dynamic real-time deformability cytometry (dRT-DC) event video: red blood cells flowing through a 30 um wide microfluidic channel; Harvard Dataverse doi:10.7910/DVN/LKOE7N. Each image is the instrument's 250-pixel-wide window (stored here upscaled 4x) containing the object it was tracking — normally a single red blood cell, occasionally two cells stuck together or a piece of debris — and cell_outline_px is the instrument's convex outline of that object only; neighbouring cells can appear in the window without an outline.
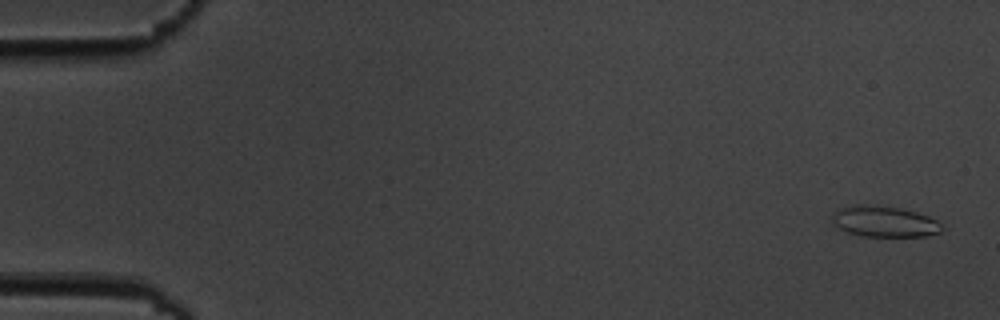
{"species": "common noctule bat (a hibernating species)", "species_latin": "Nyctalus noctula", "temperature_condition": "cold", "stored_images_in_passage": 11, "camera_frame_rate_fps": 3000, "um_per_image_px": 0.085, "animal": {"sex": "male", "body_mass_g": 19.5, "forearm_length_mm": 54.6}, "frame": {"image": 1, "passage_image": 1, "time_ms": 0.0, "image_size_px": [1000, 320], "cell_outline_px": [[944, 228], [940, 232], [924, 236], [860, 236], [848, 232], [832, 224], [832, 212], [840, 208], [856, 204], [876, 204], [900, 208], [916, 212], [928, 216], [936, 220]], "centroid_in_image_um": [75.13, 18.81], "position_along_channel_um": 9.9, "area_um2": 19.94}}
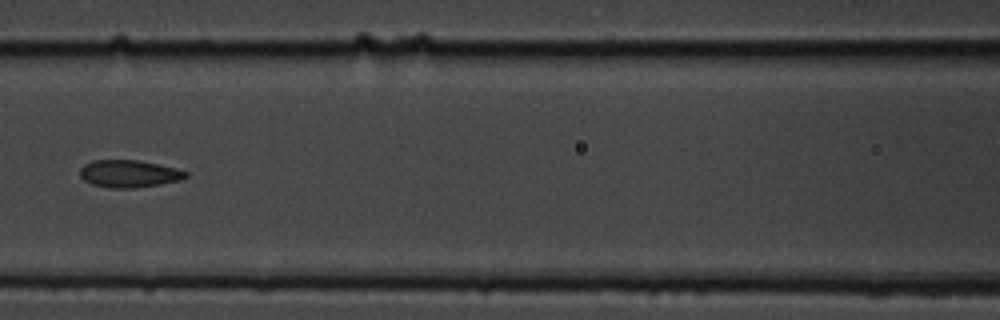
{"frame": {"image": 2, "passage_image": 7, "time_ms": 8.0, "image_size_px": [1000, 320], "cell_outline_px": [[188, 176], [180, 180], [160, 184], [132, 188], [112, 188], [92, 184], [84, 180], [80, 176], [80, 168], [84, 164], [92, 160], [136, 160], [176, 168], [188, 172]], "centroid_in_image_um": [10.95, 14.76], "position_along_channel_um": 155.7, "area_um2": 16.76}}
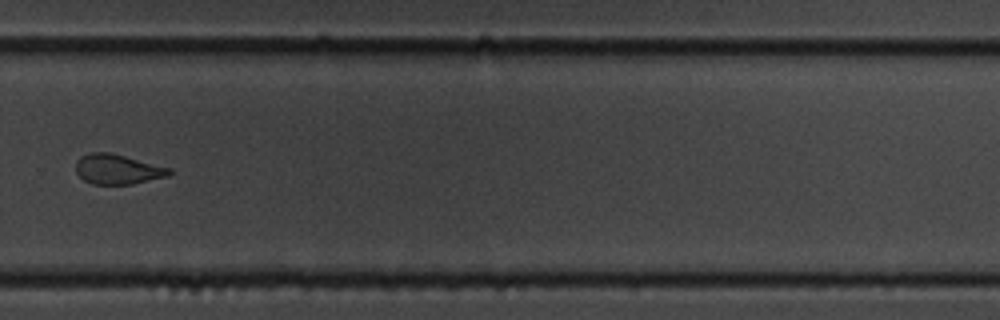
{"frame": {"image": 3, "passage_image": 11, "time_ms": 12.667, "image_size_px": [1000, 320], "cell_outline_px": [[172, 172], [168, 176], [132, 184], [92, 184], [84, 180], [76, 172], [76, 160], [80, 156], [88, 152], [108, 152], [172, 168]], "centroid_in_image_um": [9.98, 14.38], "position_along_channel_um": 319.8, "area_um2": 16.3}}